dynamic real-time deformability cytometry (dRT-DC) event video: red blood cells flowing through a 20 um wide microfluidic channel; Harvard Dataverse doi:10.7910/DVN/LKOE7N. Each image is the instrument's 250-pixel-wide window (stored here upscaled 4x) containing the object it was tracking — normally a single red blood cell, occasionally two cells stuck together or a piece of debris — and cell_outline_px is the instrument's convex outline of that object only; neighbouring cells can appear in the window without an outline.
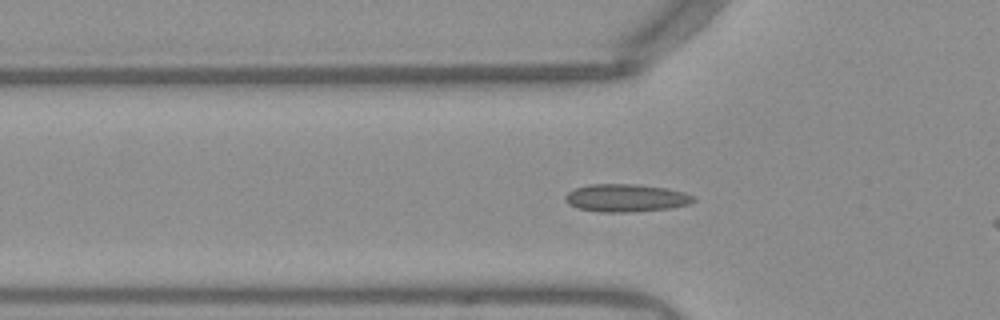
{"species": "Egyptian fruit bat (a non-hibernating species)", "species_latin": "Rousettus aegyptiacus", "temperature_condition": "warm", "stored_images_in_passage": 33, "camera_frame_rate_fps": 3000, "um_per_image_px": 0.085, "frame": {"image": 1, "passage_image": 5, "time_ms": 1.333, "image_size_px": [1000, 320], "cell_outline_px": [[696, 200], [688, 204], [668, 208], [632, 212], [600, 212], [576, 208], [568, 204], [564, 196], [568, 192], [576, 188], [588, 184], [636, 184], [664, 188], [684, 192], [692, 196]], "centroid_in_image_um": [53.16, 16.83], "position_along_channel_um": 72.6, "area_um2": 20.63}}
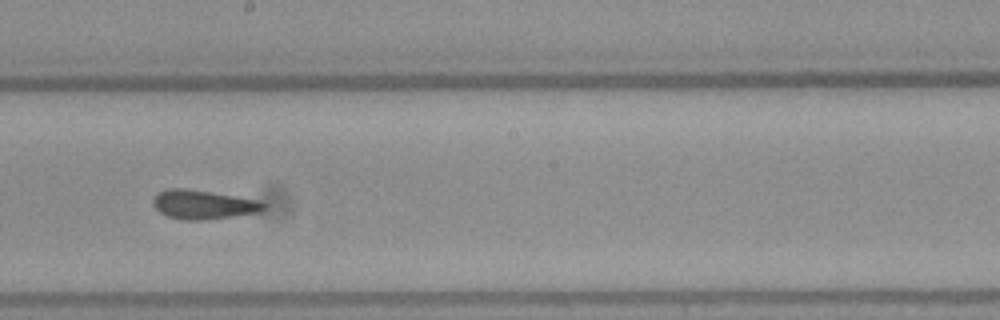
{"frame": {"image": 2, "passage_image": 17, "time_ms": 5.333, "image_size_px": [1000, 320], "cell_outline_px": [[268, 204], [260, 212], [208, 220], [184, 220], [168, 216], [160, 212], [152, 204], [152, 200], [156, 192], [168, 188], [184, 188], [260, 200]], "centroid_in_image_um": [17.27, 17.39], "position_along_channel_um": 230.9, "area_um2": 18.84}}
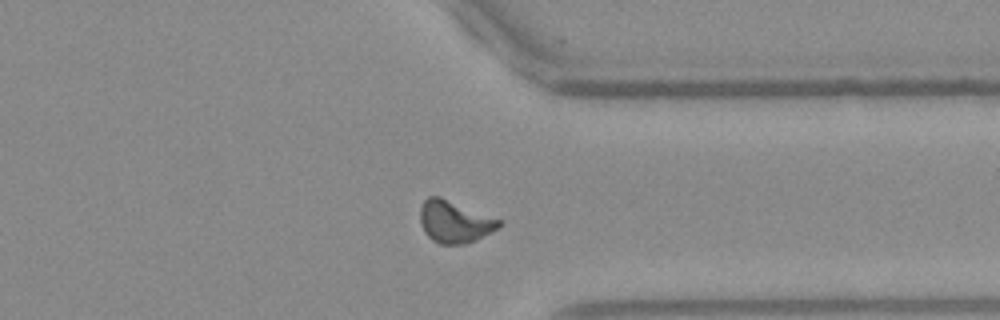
{"frame": {"image": 3, "passage_image": 28, "time_ms": 9.0, "image_size_px": [1000, 320], "cell_outline_px": [[504, 224], [476, 240], [464, 244], [440, 244], [432, 240], [424, 232], [420, 220], [420, 208], [424, 200], [428, 196], [440, 196], [500, 220]], "centroid_in_image_um": [38.61, 18.84], "position_along_channel_um": 372.8, "area_um2": 19.19}}